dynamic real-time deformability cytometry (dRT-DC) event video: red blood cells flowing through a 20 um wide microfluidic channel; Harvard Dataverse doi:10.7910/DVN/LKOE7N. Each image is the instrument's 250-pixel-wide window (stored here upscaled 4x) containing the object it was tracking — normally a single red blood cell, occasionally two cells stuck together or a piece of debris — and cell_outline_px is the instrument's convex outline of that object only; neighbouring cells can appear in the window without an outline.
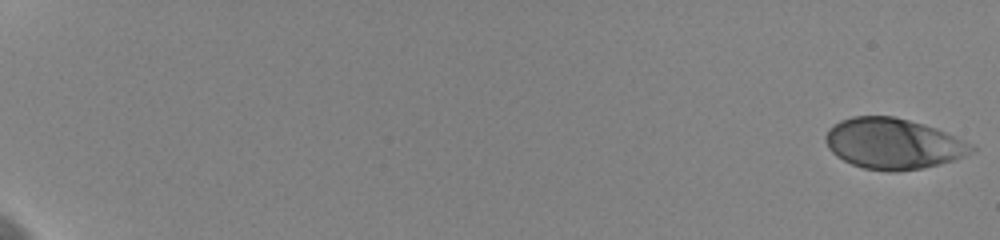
{"species": "human", "species_latin": "Homo sapiens", "temperature_condition": "cold", "stored_images_in_passage": 19, "camera_frame_rate_fps": 3000, "um_per_image_px": 0.085, "donor": {"sex": "female"}, "frame": {"image": 1, "passage_image": 1, "time_ms": 0.0, "image_size_px": [1000, 240], "cell_outline_px": [[976, 148], [964, 156], [952, 160], [920, 168], [896, 172], [888, 172], [864, 168], [852, 164], [836, 156], [828, 148], [824, 140], [824, 136], [828, 128], [840, 120], [852, 116], [892, 116], [924, 124], [936, 128], [972, 144]], "centroid_in_image_um": [75.86, 12.2], "position_along_channel_um": 9.1, "area_um2": 42.95}}
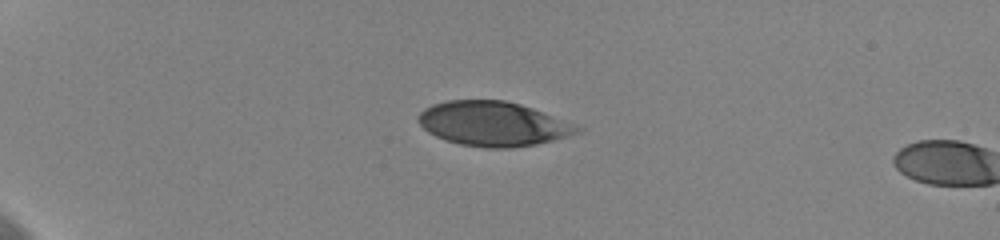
{"frame": {"image": 2, "passage_image": 17, "time_ms": 5.333, "image_size_px": [1000, 240], "cell_outline_px": [[584, 132], [536, 144], [512, 148], [484, 148], [460, 144], [436, 136], [428, 132], [416, 120], [420, 112], [424, 108], [432, 104], [448, 100], [504, 100], [520, 104], [532, 108], [584, 128]], "centroid_in_image_um": [41.91, 10.52], "position_along_channel_um": 43.1, "area_um2": 41.15}}